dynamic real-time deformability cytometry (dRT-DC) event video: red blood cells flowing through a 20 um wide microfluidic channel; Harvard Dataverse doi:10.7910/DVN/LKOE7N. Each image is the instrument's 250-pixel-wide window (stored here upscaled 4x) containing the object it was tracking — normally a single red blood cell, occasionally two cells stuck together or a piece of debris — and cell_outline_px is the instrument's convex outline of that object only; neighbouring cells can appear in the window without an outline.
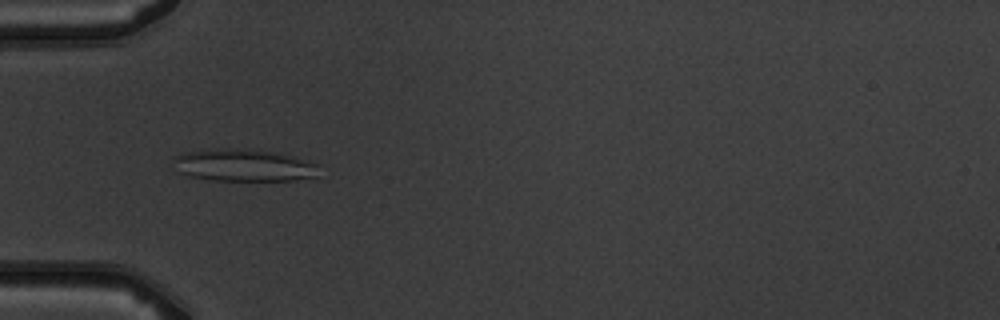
{"species": "common noctule bat (a hibernating species)", "species_latin": "Nyctalus noctula", "temperature_condition": "warm", "stored_images_in_passage": 6, "camera_frame_rate_fps": 3000, "um_per_image_px": 0.085, "animal": {"sex": "male", "body_mass_g": 19.5, "forearm_length_mm": 54.6}, "frame": {"image": 1, "passage_image": 3, "time_ms": 2.333, "image_size_px": [1000, 320], "cell_outline_px": [[320, 164], [316, 176], [296, 180], [208, 180], [188, 176], [180, 172], [172, 156], [184, 152], [208, 148], [252, 148], [280, 152], [308, 160]], "centroid_in_image_um": [20.74, 14.02], "position_along_channel_um": 64.3, "area_um2": 27.98}}